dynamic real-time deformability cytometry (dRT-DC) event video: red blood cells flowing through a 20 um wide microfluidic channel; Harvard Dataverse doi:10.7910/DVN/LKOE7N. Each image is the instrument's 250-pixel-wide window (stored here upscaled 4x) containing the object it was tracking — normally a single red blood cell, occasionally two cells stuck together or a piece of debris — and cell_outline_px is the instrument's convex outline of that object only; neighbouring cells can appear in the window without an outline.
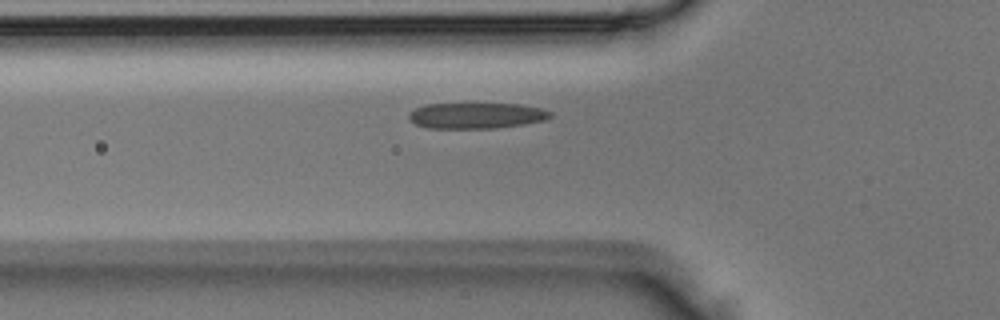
{"species": "Egyptian fruit bat (a non-hibernating species)", "species_latin": "Rousettus aegyptiacus", "temperature_condition": "room temperature", "stored_images_in_passage": 4, "camera_frame_rate_fps": 3000, "um_per_image_px": 0.085, "animal": {"sex": "male"}, "frame": {"image": 1, "passage_image": 4, "time_ms": 1.0, "image_size_px": [1000, 320], "cell_outline_px": [[552, 116], [544, 120], [524, 124], [492, 128], [428, 128], [416, 124], [408, 116], [408, 112], [424, 104], [520, 104], [540, 108], [552, 112]], "centroid_in_image_um": [40.48, 9.82], "position_along_channel_um": 85.3, "area_um2": 21.15}}